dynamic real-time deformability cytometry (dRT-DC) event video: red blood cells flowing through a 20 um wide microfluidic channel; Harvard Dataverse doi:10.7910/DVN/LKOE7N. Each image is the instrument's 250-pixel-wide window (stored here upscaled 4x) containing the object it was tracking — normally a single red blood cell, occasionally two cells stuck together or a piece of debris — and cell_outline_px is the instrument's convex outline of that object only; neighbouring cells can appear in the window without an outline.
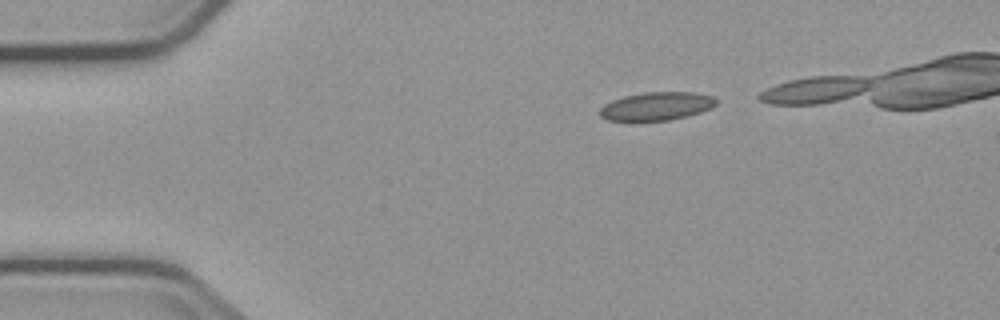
{"species": "common noctule bat (a hibernating species)", "species_latin": "Nyctalus noctula", "temperature_condition": "cold", "stored_images_in_passage": 6, "segment_of_instrument_passage": [1, 2], "camera_frame_rate_fps": 3000, "um_per_image_px": 0.085, "animal": {"sex": "male", "body_mass_g": 23.1, "forearm_length_mm": 52.7}, "frame": {"image": 1, "passage_image": 1, "time_ms": 0.0, "image_size_px": [1000, 320], "cell_outline_px": [[716, 104], [712, 108], [688, 116], [668, 120], [608, 120], [600, 116], [600, 108], [604, 104], [612, 100], [624, 96], [644, 92], [692, 92], [716, 96]], "centroid_in_image_um": [55.84, 9.01], "position_along_channel_um": 29.2, "area_um2": 19.13}}
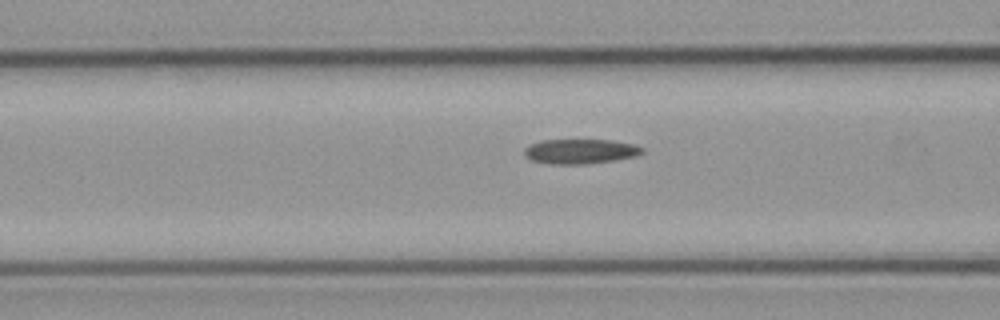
{"frame": {"image": 2, "passage_image": 5, "time_ms": 5.667, "image_size_px": [1000, 320], "cell_outline_px": [[644, 152], [636, 156], [612, 160], [584, 164], [552, 164], [532, 160], [524, 156], [524, 148], [528, 144], [540, 140], [612, 140], [636, 144], [644, 148]], "centroid_in_image_um": [49.31, 12.85], "position_along_channel_um": 117.3, "area_um2": 17.11}}